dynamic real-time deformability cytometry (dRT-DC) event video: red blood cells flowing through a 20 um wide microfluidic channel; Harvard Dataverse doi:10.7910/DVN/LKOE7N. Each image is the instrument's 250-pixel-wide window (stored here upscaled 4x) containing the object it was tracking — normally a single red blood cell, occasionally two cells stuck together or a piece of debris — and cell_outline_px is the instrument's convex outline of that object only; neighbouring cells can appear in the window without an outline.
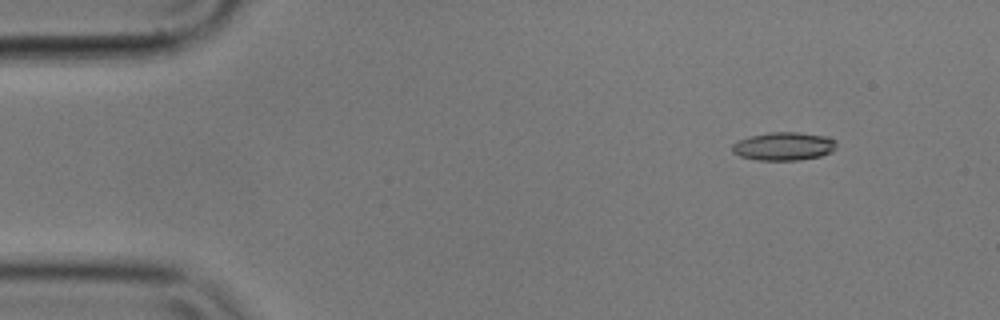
{"species": "common noctule bat (a hibernating species)", "species_latin": "Nyctalus noctula", "temperature_condition": "cold", "stored_images_in_passage": 6, "camera_frame_rate_fps": 3000, "um_per_image_px": 0.085, "animal": {"sex": "male", "body_mass_g": 17.9}, "frame": {"image": 1, "passage_image": 2, "time_ms": 0.333, "image_size_px": [1000, 320], "cell_outline_px": [[836, 148], [832, 152], [820, 156], [800, 160], [756, 160], [740, 156], [732, 152], [732, 144], [748, 136], [768, 132], [800, 132], [828, 136], [836, 140]], "centroid_in_image_um": [66.64, 12.42], "position_along_channel_um": 18.4, "area_um2": 17.4}}
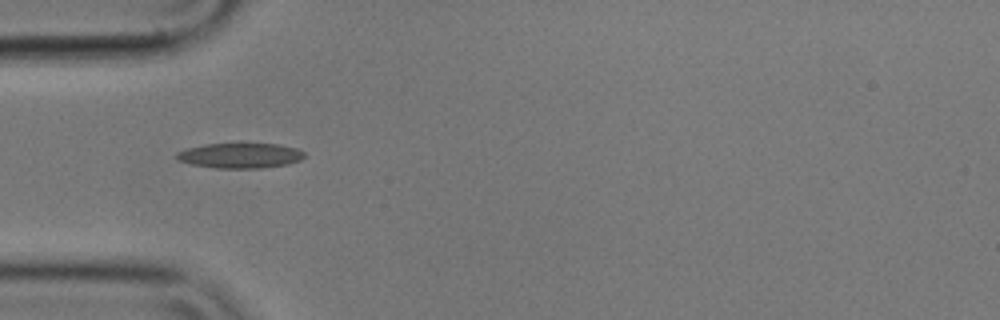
{"frame": {"image": 2, "passage_image": 5, "time_ms": 1.333, "image_size_px": [1000, 320], "cell_outline_px": [[304, 156], [300, 160], [288, 164], [260, 168], [216, 168], [192, 164], [176, 160], [176, 152], [188, 148], [208, 144], [280, 144], [296, 148], [304, 152]], "centroid_in_image_um": [20.41, 13.23], "position_along_channel_um": 64.6, "area_um2": 18.55}}
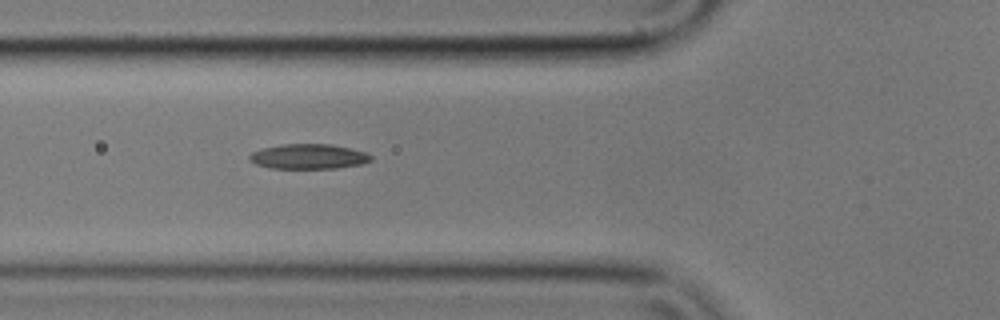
{"frame": {"image": 3, "passage_image": 6, "time_ms": 1.667, "image_size_px": [1000, 320], "cell_outline_px": [[372, 160], [360, 164], [336, 168], [268, 168], [256, 164], [248, 160], [248, 156], [252, 152], [260, 148], [280, 144], [332, 144], [352, 148], [368, 152], [372, 156]], "centroid_in_image_um": [26.21, 13.29], "position_along_channel_um": 99.6, "area_um2": 17.92}}